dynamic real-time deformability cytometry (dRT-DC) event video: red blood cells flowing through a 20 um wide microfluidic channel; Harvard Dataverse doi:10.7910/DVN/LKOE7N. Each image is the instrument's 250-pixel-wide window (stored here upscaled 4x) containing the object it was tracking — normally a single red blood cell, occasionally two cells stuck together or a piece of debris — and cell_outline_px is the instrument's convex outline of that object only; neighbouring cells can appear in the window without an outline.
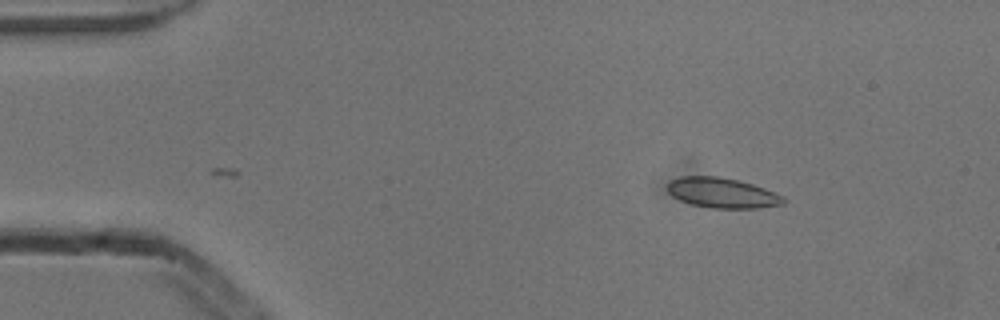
{"species": "common noctule bat (a hibernating species)", "species_latin": "Nyctalus noctula", "temperature_condition": "cold", "stored_images_in_passage": 38, "camera_frame_rate_fps": 3000, "um_per_image_px": 0.085, "animal": {"sex": "male", "body_mass_g": 13.3}, "frame": {"image": 1, "passage_image": 1, "time_ms": 0.0, "image_size_px": [1000, 320], "cell_outline_px": [[784, 204], [760, 208], [712, 208], [692, 204], [680, 200], [672, 196], [668, 192], [668, 184], [672, 180], [680, 176], [716, 176], [736, 180], [752, 184], [764, 188], [784, 196]], "centroid_in_image_um": [61.39, 16.4], "position_along_channel_um": 23.6, "area_um2": 20.23}}
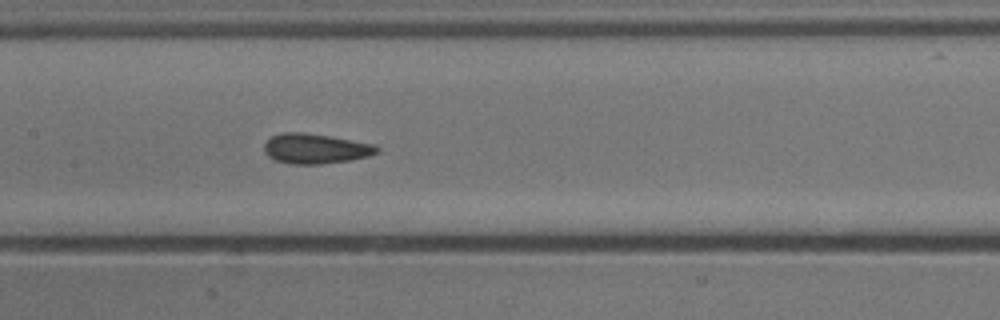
{"frame": {"image": 2, "passage_image": 19, "time_ms": 6.0, "image_size_px": [1000, 320], "cell_outline_px": [[380, 152], [368, 156], [352, 160], [320, 164], [288, 164], [276, 160], [268, 156], [264, 152], [264, 144], [272, 136], [284, 132], [304, 132], [376, 144], [380, 148]], "centroid_in_image_um": [26.84, 12.64], "position_along_channel_um": 180.6, "area_um2": 19.83}}
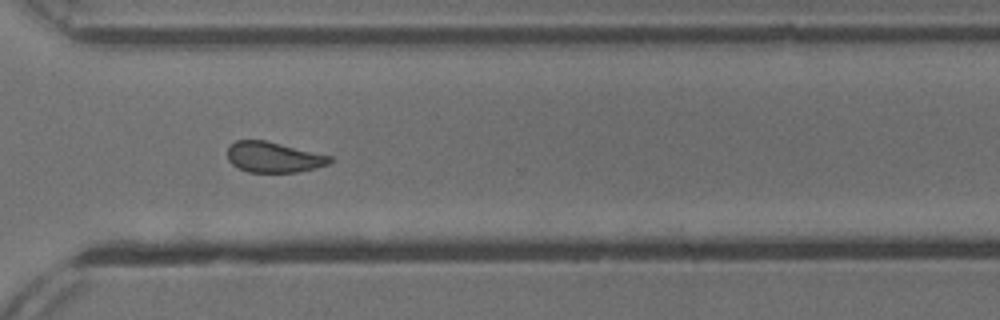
{"frame": {"image": 3, "passage_image": 32, "time_ms": 10.333, "image_size_px": [1000, 320], "cell_outline_px": [[336, 160], [328, 164], [316, 168], [296, 172], [248, 172], [232, 164], [228, 160], [228, 148], [236, 140], [264, 140], [332, 156]], "centroid_in_image_um": [23.29, 13.36], "position_along_channel_um": 347.3, "area_um2": 18.15}, "authors_computed_cell_mechanics": {"area_um2": 19.2474, "velocity_mm_per_s": 3.8591, "shape_relaxation_time_tau1_ms": 9.5068, "shape_relaxation_time_tau2_ms": 1.9778, "deformation_change_tau1": 0.1329, "deformation_change_tau2": 0.0542}}